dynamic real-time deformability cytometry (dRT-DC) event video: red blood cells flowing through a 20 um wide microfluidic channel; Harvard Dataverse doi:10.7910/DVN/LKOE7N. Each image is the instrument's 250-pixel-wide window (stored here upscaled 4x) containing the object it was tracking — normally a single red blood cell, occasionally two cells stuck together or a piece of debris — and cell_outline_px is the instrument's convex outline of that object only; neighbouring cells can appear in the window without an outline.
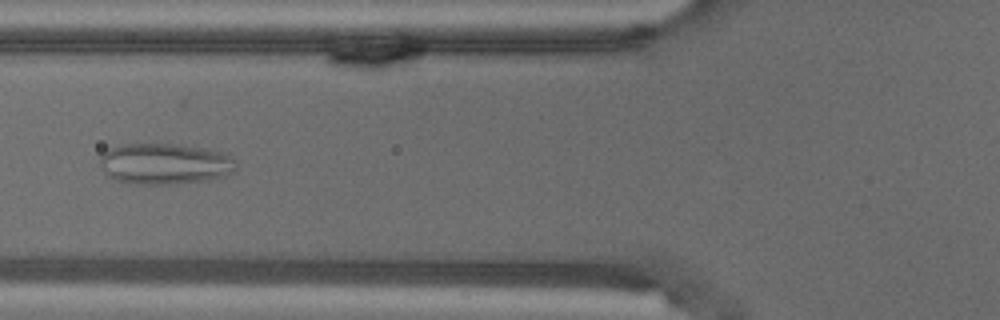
{"species": "common noctule bat (a hibernating species)", "species_latin": "Nyctalus noctula", "temperature_condition": "warm", "stored_images_in_passage": 8, "camera_frame_rate_fps": 3000, "um_per_image_px": 0.085, "animal": {"sex": "male", "body_mass_g": 18.8}, "frame": {"image": 1, "passage_image": 6, "time_ms": 1.667, "image_size_px": [1000, 320], "cell_outline_px": [[236, 172], [224, 176], [208, 180], [176, 184], [132, 184], [116, 180], [108, 176], [104, 172], [100, 164], [100, 156], [108, 148], [120, 144], [180, 144], [224, 152], [236, 160]], "centroid_in_image_um": [14.02, 13.92], "position_along_channel_um": 111.8, "area_um2": 33.0}}